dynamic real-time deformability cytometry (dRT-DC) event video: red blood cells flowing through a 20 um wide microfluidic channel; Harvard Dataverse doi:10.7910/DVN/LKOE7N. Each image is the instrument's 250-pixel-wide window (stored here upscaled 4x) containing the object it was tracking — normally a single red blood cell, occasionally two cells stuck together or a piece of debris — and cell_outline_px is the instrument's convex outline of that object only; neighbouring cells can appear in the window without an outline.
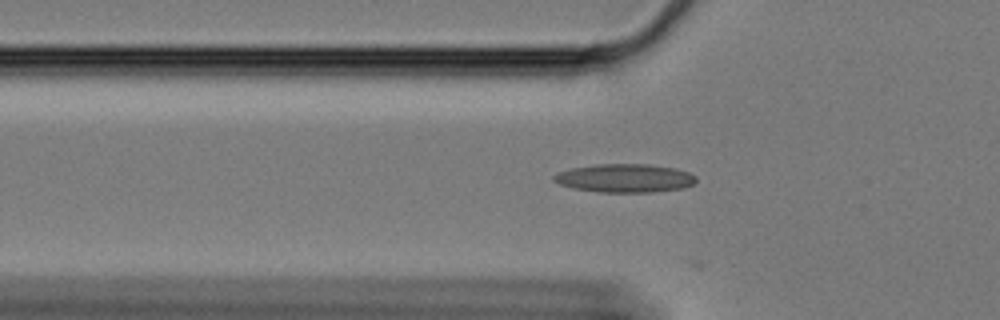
{"species": "Egyptian fruit bat (a non-hibernating species)", "species_latin": "Rousettus aegyptiacus", "temperature_condition": "cold", "stored_images_in_passage": 41, "camera_frame_rate_fps": 3000, "um_per_image_px": 0.085, "animal": {"sex": "female"}, "frame": {"image": 1, "passage_image": 7, "time_ms": 2.0, "image_size_px": [1000, 320], "cell_outline_px": [[696, 180], [692, 184], [684, 188], [652, 192], [600, 192], [572, 188], [560, 184], [552, 180], [552, 176], [560, 172], [572, 168], [596, 164], [648, 164], [676, 168], [688, 172], [696, 176]], "centroid_in_image_um": [53.11, 15.14], "position_along_channel_um": 72.7, "area_um2": 23.58}}
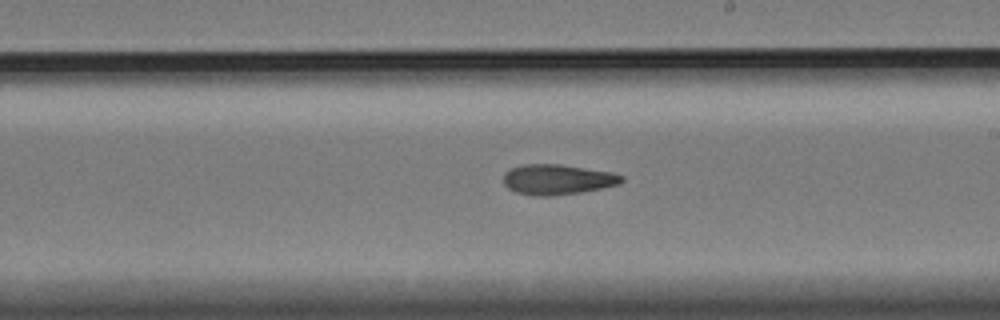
{"frame": {"image": 2, "passage_image": 22, "time_ms": 7.0, "image_size_px": [1000, 320], "cell_outline_px": [[624, 180], [620, 184], [580, 192], [552, 196], [532, 196], [516, 192], [508, 188], [504, 184], [504, 172], [512, 168], [524, 164], [560, 164], [612, 172], [624, 176]], "centroid_in_image_um": [47.38, 15.26], "position_along_channel_um": 241.6, "area_um2": 20.87}}
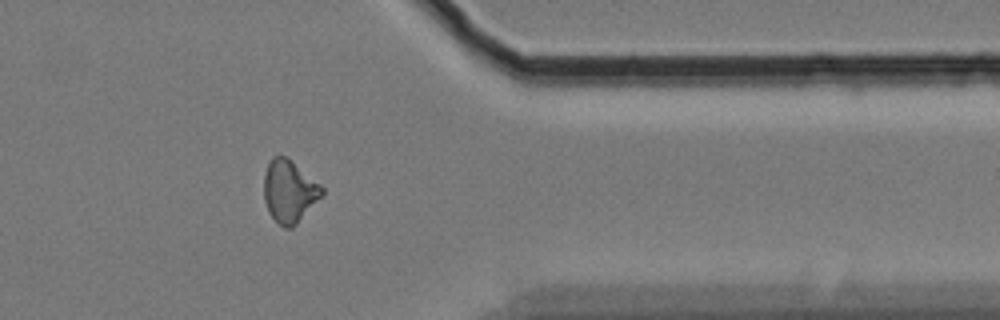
{"frame": {"image": 3, "passage_image": 36, "time_ms": 11.667, "image_size_px": [1000, 320], "cell_outline_px": [[324, 192], [296, 224], [292, 228], [284, 228], [268, 212], [264, 200], [264, 172], [272, 156], [284, 156], [292, 160], [320, 184], [324, 188]], "centroid_in_image_um": [24.57, 16.24], "position_along_channel_um": 386.8, "area_um2": 20.87}, "authors_computed_cell_mechanics": {"area_um2": 20.1722, "velocity_mm_per_s": 3.3596, "shape_relaxation_time_tau1_ms": 0.759, "shape_relaxation_time_tau2_ms": null, "deformation_change_tau1": null, "deformation_change_tau2": null}}